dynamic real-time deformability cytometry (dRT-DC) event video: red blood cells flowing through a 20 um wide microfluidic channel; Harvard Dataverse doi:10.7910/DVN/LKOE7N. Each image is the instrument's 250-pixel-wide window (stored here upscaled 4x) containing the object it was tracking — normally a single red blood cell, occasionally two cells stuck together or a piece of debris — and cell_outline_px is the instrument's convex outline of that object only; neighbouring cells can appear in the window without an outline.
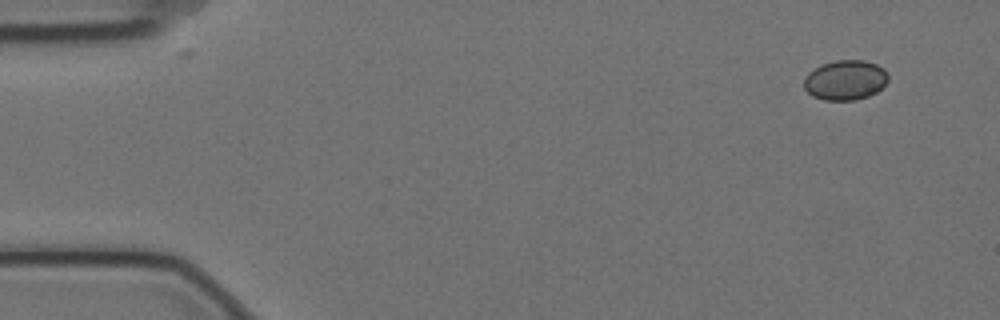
{"species": "Egyptian fruit bat (a non-hibernating species)", "species_latin": "Rousettus aegyptiacus", "temperature_condition": "cold", "stored_images_in_passage": 4, "camera_frame_rate_fps": 3000, "um_per_image_px": 0.085, "animal": {"sex": "female"}, "frame": {"image": 1, "passage_image": 1, "time_ms": 0.0, "image_size_px": [1000, 320], "cell_outline_px": [[888, 80], [876, 92], [868, 96], [856, 100], [824, 100], [812, 96], [804, 88], [804, 76], [808, 72], [824, 64], [836, 60], [864, 60], [876, 64], [884, 68], [888, 72]], "centroid_in_image_um": [71.85, 6.81], "position_along_channel_um": 13.1, "area_um2": 19.59}}
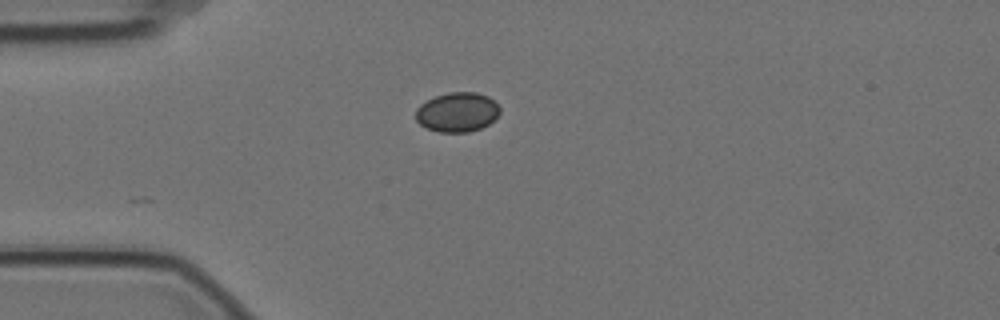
{"frame": {"image": 2, "passage_image": 4, "time_ms": 1.0, "image_size_px": [1000, 320], "cell_outline_px": [[500, 112], [488, 124], [480, 128], [468, 132], [440, 132], [424, 128], [416, 120], [416, 108], [420, 104], [436, 96], [448, 92], [476, 92], [488, 96], [500, 108]], "centroid_in_image_um": [38.84, 9.53], "position_along_channel_um": 46.2, "area_um2": 19.31}}